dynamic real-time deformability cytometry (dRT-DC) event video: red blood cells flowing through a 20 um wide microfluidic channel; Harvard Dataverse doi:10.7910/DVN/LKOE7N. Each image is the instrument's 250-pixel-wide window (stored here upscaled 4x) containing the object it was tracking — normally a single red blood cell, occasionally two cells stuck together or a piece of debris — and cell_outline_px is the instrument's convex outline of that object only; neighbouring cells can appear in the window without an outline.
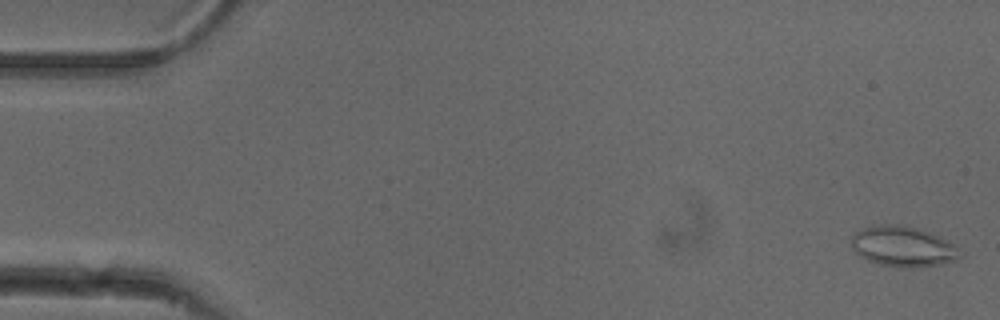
{"species": "common noctule bat (a hibernating species)", "species_latin": "Nyctalus noctula", "temperature_condition": "cold", "stored_images_in_passage": 7, "camera_frame_rate_fps": 3000, "um_per_image_px": 0.085, "animal": {"sex": "female"}, "frame": {"image": 1, "passage_image": 2, "time_ms": 0.333, "image_size_px": [1000, 320], "cell_outline_px": [[964, 252], [956, 260], [940, 264], [920, 268], [896, 268], [880, 264], [868, 260], [856, 252], [852, 248], [852, 236], [856, 232], [872, 224], [904, 224], [928, 232], [952, 244]], "centroid_in_image_um": [76.75, 20.96], "position_along_channel_um": 8.2, "area_um2": 25.66}}